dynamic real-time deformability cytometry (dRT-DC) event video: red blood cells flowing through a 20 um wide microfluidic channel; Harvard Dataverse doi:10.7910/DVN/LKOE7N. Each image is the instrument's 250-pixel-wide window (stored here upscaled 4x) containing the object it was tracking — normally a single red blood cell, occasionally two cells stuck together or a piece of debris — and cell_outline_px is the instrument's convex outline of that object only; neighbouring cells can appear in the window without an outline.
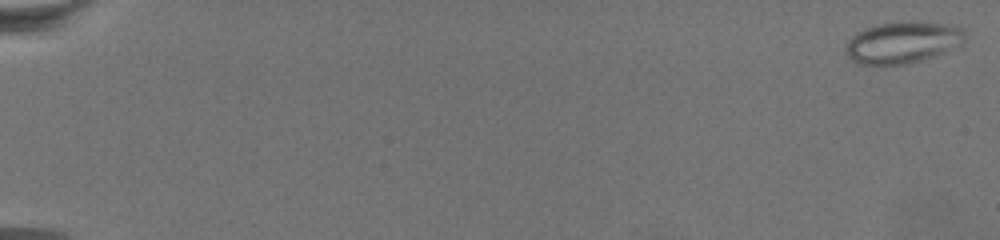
{"species": "common noctule bat (a hibernating species)", "species_latin": "Nyctalus noctula", "temperature_condition": "warm", "stored_images_in_passage": 75, "camera_frame_rate_fps": 3000, "um_per_image_px": 0.085, "animal": {"sex": "female", "body_mass_g": 19.5, "forearm_length_mm": 54.1}, "frame": {"image": 1, "passage_image": 2, "time_ms": 0.333, "image_size_px": [1000, 240], "cell_outline_px": [[964, 36], [944, 52], [936, 56], [904, 64], [860, 64], [852, 60], [844, 52], [844, 48], [848, 40], [856, 32], [880, 24], [912, 20], [916, 20], [952, 24], [964, 28]], "centroid_in_image_um": [76.67, 3.58], "position_along_channel_um": 8.3, "area_um2": 28.67}}
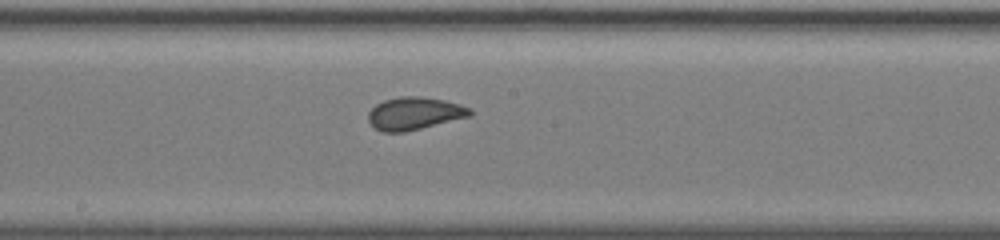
{"frame": {"image": 2, "passage_image": 44, "time_ms": 14.333, "image_size_px": [1000, 240], "cell_outline_px": [[472, 116], [404, 132], [380, 132], [368, 120], [368, 112], [376, 104], [384, 100], [400, 96], [420, 96], [444, 100], [460, 104], [472, 108]], "centroid_in_image_um": [35.24, 9.64], "position_along_channel_um": 213.0, "area_um2": 19.42}}
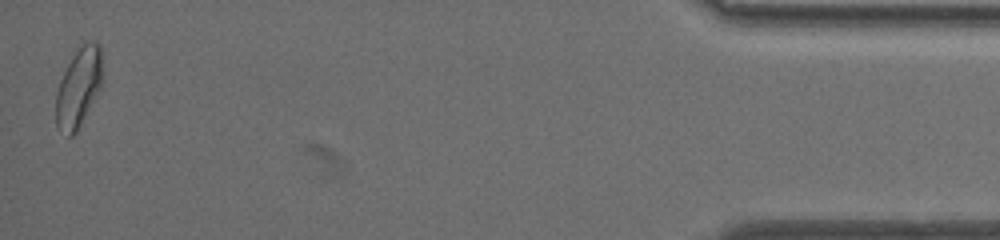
{"frame": {"image": 3, "passage_image": 74, "time_ms": 24.333, "image_size_px": [1000, 240], "cell_outline_px": [[104, 80], [100, 88], [76, 132], [72, 136], [68, 136], [56, 124], [56, 92], [60, 80], [72, 56], [84, 40], [96, 40], [100, 44], [104, 72]], "centroid_in_image_um": [6.73, 7.33], "position_along_channel_um": 428.5, "area_um2": 21.68}}